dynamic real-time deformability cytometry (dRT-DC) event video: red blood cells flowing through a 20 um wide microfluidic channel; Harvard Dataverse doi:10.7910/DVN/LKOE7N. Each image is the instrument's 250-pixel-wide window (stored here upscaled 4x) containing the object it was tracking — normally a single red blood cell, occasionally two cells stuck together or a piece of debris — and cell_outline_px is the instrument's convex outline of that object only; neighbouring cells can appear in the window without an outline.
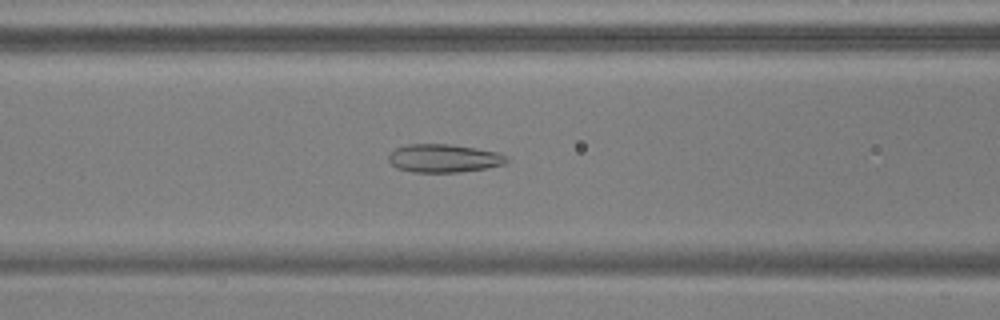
{"species": "common noctule bat (a hibernating species)", "species_latin": "Nyctalus noctula", "temperature_condition": "warm", "stored_images_in_passage": 53, "camera_frame_rate_fps": 3000, "um_per_image_px": 0.085, "animal": {"sex": "male", "body_mass_g": 17.9, "forearm_length_mm": 54.2}, "frame": {"image": 1, "passage_image": 22, "time_ms": 7.0, "image_size_px": [1000, 320], "cell_outline_px": [[512, 160], [504, 164], [484, 168], [460, 172], [412, 172], [396, 168], [388, 160], [388, 152], [396, 148], [408, 144], [448, 144], [476, 148], [496, 152], [508, 156]], "centroid_in_image_um": [37.71, 13.45], "position_along_channel_um": 128.9, "area_um2": 19.54}}
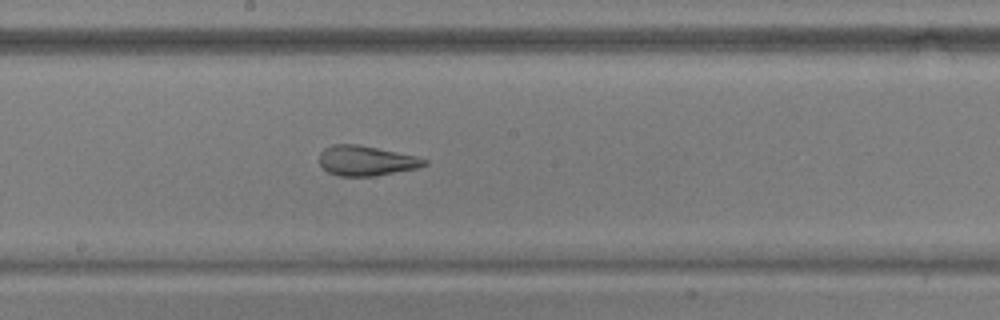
{"frame": {"image": 2, "passage_image": 29, "time_ms": 9.333, "image_size_px": [1000, 320], "cell_outline_px": [[428, 164], [416, 168], [376, 176], [336, 176], [328, 172], [320, 164], [320, 152], [324, 148], [332, 144], [356, 144], [416, 156], [428, 160]], "centroid_in_image_um": [31.1, 13.67], "position_along_channel_um": 217.1, "area_um2": 18.26}}
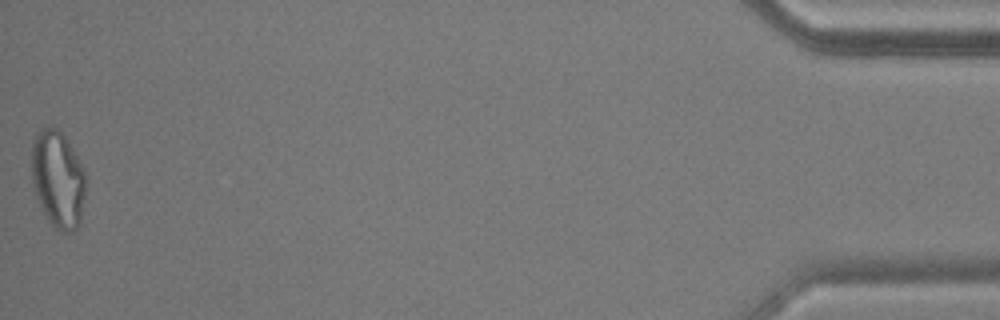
{"frame": {"image": 3, "passage_image": 53, "time_ms": 17.333, "image_size_px": [1000, 320], "cell_outline_px": [[88, 176], [80, 224], [72, 232], [60, 232], [48, 220], [36, 196], [32, 180], [32, 144], [36, 132], [40, 128], [52, 124], [64, 136]], "centroid_in_image_um": [4.94, 15.22], "position_along_channel_um": 430.3, "area_um2": 30.92}, "authors_computed_cell_mechanics": {"area_um2": 23.4668, "velocity_mm_per_s": 3.7871, "shape_relaxation_time_tau1_ms": null, "shape_relaxation_time_tau2_ms": 1.4802, "deformation_change_tau1": null, "deformation_change_tau2": 0.0983}}